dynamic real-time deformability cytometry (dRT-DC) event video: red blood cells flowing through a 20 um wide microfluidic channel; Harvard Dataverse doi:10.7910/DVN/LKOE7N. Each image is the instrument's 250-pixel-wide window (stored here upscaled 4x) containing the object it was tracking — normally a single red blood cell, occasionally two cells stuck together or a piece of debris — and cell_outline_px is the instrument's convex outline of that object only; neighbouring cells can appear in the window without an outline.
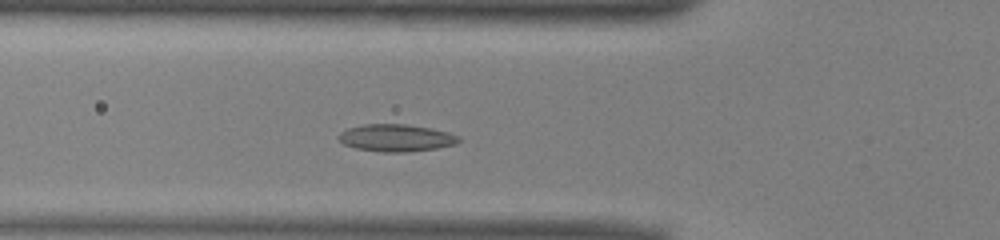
{"species": "common noctule bat (a hibernating species)", "species_latin": "Nyctalus noctula", "temperature_condition": "warm", "stored_images_in_passage": 45, "camera_frame_rate_fps": 3000, "um_per_image_px": 0.085, "animal": {"sex": "male", "body_mass_g": 13.0, "forearm_length_mm": 53.1}, "frame": {"image": 1, "passage_image": 10, "time_ms": 3.0, "image_size_px": [1000, 240], "cell_outline_px": [[460, 140], [456, 144], [436, 148], [404, 152], [380, 152], [356, 148], [344, 144], [336, 136], [340, 132], [348, 128], [364, 124], [404, 124], [428, 128], [448, 132], [460, 136]], "centroid_in_image_um": [33.65, 11.72], "position_along_channel_um": 92.2, "area_um2": 18.96}}
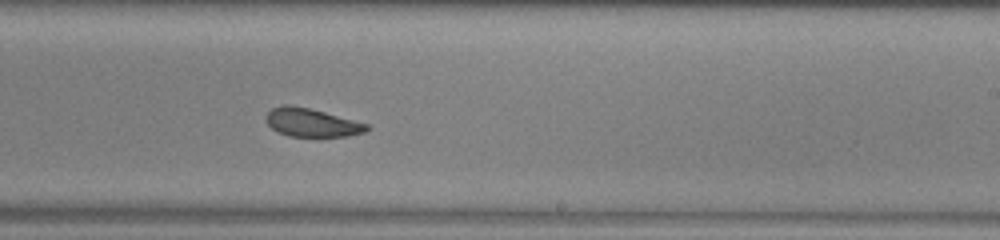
{"frame": {"image": 2, "passage_image": 23, "time_ms": 7.333, "image_size_px": [1000, 240], "cell_outline_px": [[372, 128], [364, 132], [348, 136], [288, 136], [276, 132], [264, 120], [264, 116], [272, 108], [284, 104], [288, 104], [308, 108], [324, 112], [368, 124]], "centroid_in_image_um": [26.45, 10.42], "position_along_channel_um": 262.5, "area_um2": 16.65}}
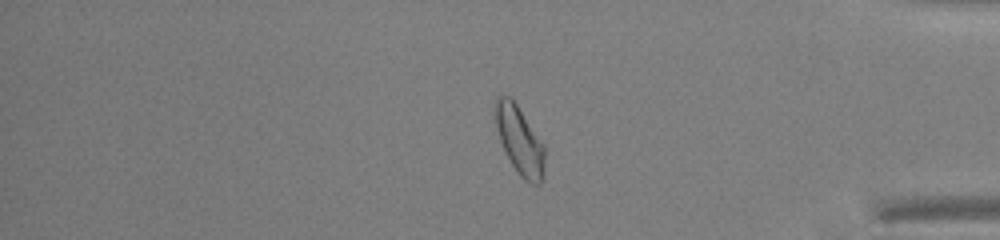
{"frame": {"image": 3, "passage_image": 35, "time_ms": 11.333, "image_size_px": [1000, 240], "cell_outline_px": [[544, 180], [540, 184], [532, 184], [524, 180], [520, 176], [512, 164], [500, 140], [496, 128], [496, 96], [500, 92], [508, 96], [516, 104], [544, 144]], "centroid_in_image_um": [44.19, 11.95], "position_along_channel_um": 391.0, "area_um2": 19.42}, "authors_computed_cell_mechanics": {"area_um2": 18.9006, "velocity_mm_per_s": 3.9308, "shape_relaxation_time_tau1_ms": 4.4617, "shape_relaxation_time_tau2_ms": 1.8141, "deformation_change_tau1": 0.12, "deformation_change_tau2": 0.0612}}